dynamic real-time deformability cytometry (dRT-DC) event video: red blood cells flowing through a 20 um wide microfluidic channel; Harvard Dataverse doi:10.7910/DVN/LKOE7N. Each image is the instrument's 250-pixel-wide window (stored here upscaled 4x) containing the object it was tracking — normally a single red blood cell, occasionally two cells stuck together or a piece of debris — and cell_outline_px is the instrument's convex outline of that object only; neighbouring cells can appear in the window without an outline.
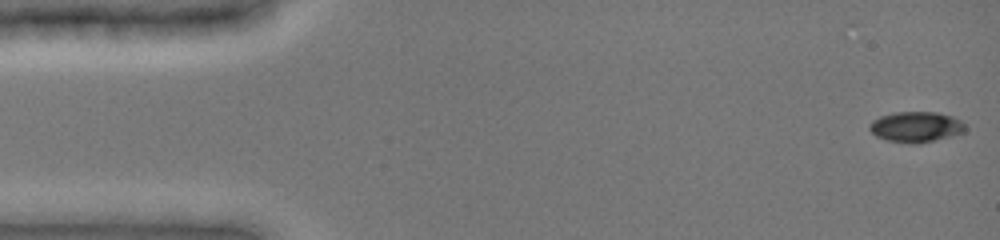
{"species": "common noctule bat (a hibernating species)", "species_latin": "Nyctalus noctula", "temperature_condition": "cold", "stored_images_in_passage": 13, "camera_frame_rate_fps": 3000, "um_per_image_px": 0.085, "animal": {"sex": "female", "body_mass_g": 19.0, "forearm_length_mm": 51.5}, "frame": {"image": 1, "passage_image": 1, "time_ms": 0.0, "image_size_px": [1000, 240], "cell_outline_px": [[968, 128], [964, 132], [916, 144], [908, 144], [888, 140], [876, 136], [868, 128], [872, 120], [880, 116], [892, 112], [936, 112], [952, 116], [960, 120]], "centroid_in_image_um": [77.84, 10.77], "position_along_channel_um": 7.2, "area_um2": 16.99}}
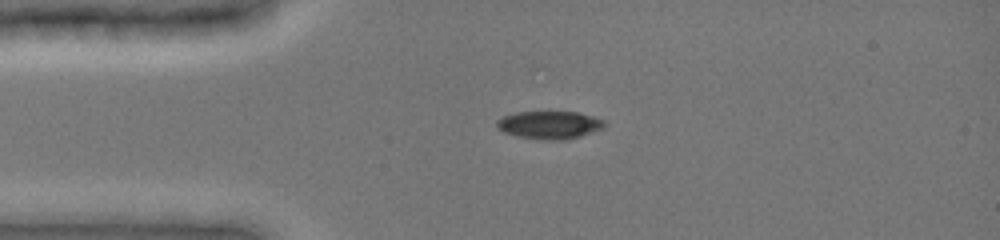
{"frame": {"image": 2, "passage_image": 10, "time_ms": 3.333, "image_size_px": [1000, 240], "cell_outline_px": [[608, 124], [604, 128], [580, 136], [564, 140], [544, 140], [516, 136], [504, 132], [496, 128], [496, 120], [504, 116], [516, 112], [576, 112], [592, 116], [604, 120]], "centroid_in_image_um": [46.71, 10.62], "position_along_channel_um": 38.3, "area_um2": 17.57}}
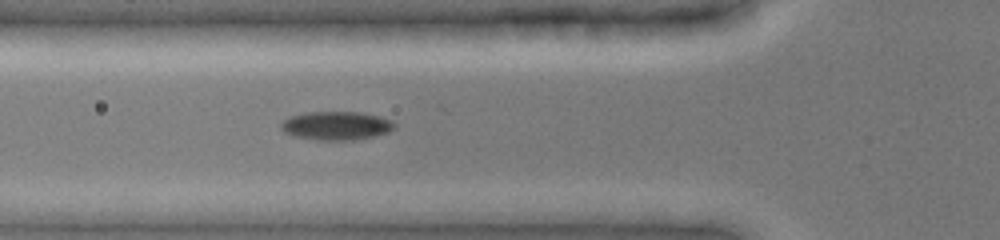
{"frame": {"image": 3, "passage_image": 13, "time_ms": 5.333, "image_size_px": [1000, 240], "cell_outline_px": [[396, 124], [388, 132], [372, 136], [352, 140], [316, 140], [292, 136], [284, 132], [280, 128], [280, 124], [288, 116], [304, 112], [364, 112], [380, 116], [392, 120]], "centroid_in_image_um": [28.54, 10.67], "position_along_channel_um": 97.3, "area_um2": 19.07}}